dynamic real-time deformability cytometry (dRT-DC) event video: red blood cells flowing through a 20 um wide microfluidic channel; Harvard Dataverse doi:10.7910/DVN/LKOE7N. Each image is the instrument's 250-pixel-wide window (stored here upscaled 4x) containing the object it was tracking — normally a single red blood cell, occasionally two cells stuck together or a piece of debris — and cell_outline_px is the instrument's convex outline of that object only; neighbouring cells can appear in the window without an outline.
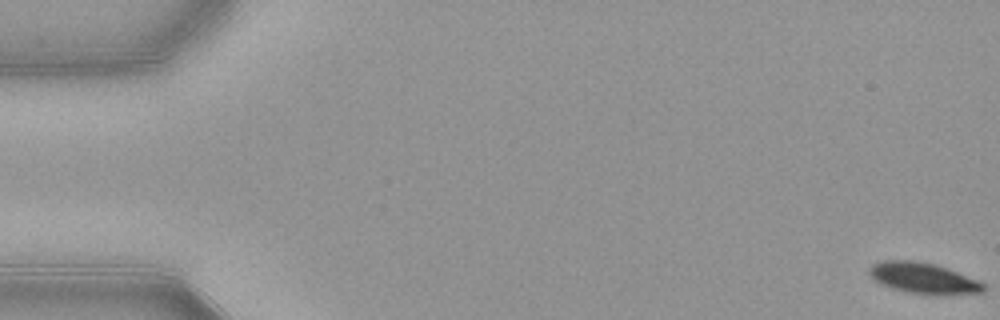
{"species": "common noctule bat (a hibernating species)", "species_latin": "Nyctalus noctula", "temperature_condition": "warm", "stored_images_in_passage": 54, "camera_frame_rate_fps": 3000, "um_per_image_px": 0.085, "animal": {"sex": "female", "body_mass_g": 21.9}, "frame": {"image": 1, "passage_image": 1, "time_ms": 0.0, "image_size_px": [1000, 320], "cell_outline_px": [[984, 292], [908, 292], [892, 288], [880, 284], [868, 272], [868, 268], [872, 264], [884, 260], [916, 260], [936, 264], [948, 268], [980, 280], [984, 284]], "centroid_in_image_um": [78.43, 23.57], "position_along_channel_um": 6.6, "area_um2": 19.83}}
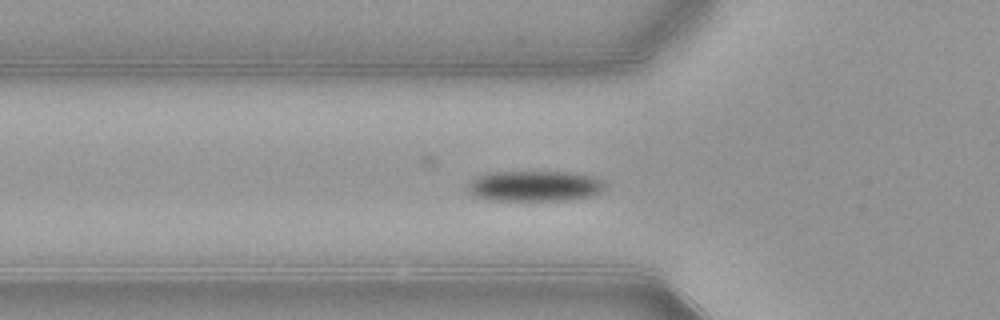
{"frame": {"image": 2, "passage_image": 19, "time_ms": 6.0, "image_size_px": [1000, 320], "cell_outline_px": [[604, 188], [600, 192], [592, 196], [568, 200], [492, 200], [476, 196], [468, 188], [468, 184], [476, 176], [492, 172], [564, 172], [592, 176], [600, 180], [604, 184]], "centroid_in_image_um": [45.45, 15.81], "position_along_channel_um": 80.3, "area_um2": 24.1}}
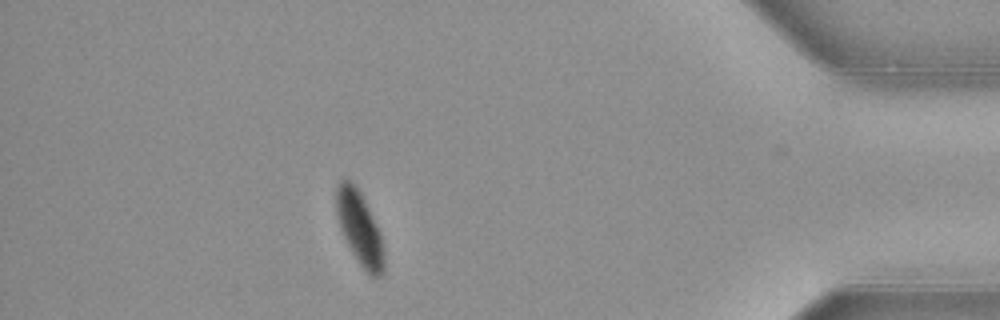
{"frame": {"image": 3, "passage_image": 48, "time_ms": 15.667, "image_size_px": [1000, 320], "cell_outline_px": [[384, 272], [380, 276], [368, 276], [364, 272], [352, 252], [340, 228], [336, 216], [336, 184], [340, 176], [352, 180], [356, 184], [380, 232], [384, 252]], "centroid_in_image_um": [30.54, 19.36], "position_along_channel_um": 404.7, "area_um2": 20.75}, "authors_computed_cell_mechanics": {"area_um2": 22.831, "velocity_mm_per_s": 3.8603, "shape_relaxation_time_tau1_ms": 2.7124, "shape_relaxation_time_tau2_ms": null, "deformation_change_tau1": 0.1243, "deformation_change_tau2": null}}